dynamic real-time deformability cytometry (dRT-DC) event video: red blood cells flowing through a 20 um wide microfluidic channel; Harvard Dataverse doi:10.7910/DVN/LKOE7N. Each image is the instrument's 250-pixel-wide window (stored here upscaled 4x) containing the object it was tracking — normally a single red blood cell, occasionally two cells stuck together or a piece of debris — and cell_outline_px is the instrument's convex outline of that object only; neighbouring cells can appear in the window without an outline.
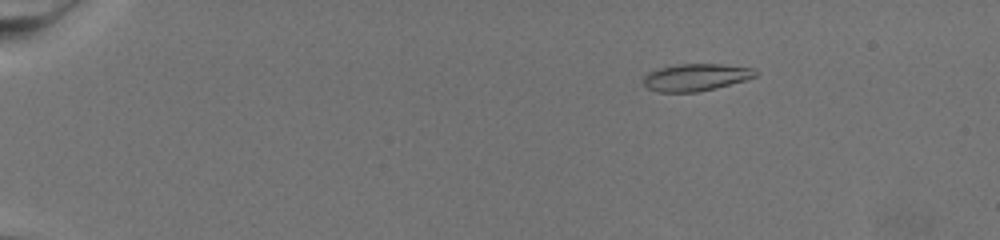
{"species": "common noctule bat (a hibernating species)", "species_latin": "Nyctalus noctula", "temperature_condition": "warm", "stored_images_in_passage": 78, "camera_frame_rate_fps": 3000, "um_per_image_px": 0.085, "animal": {"sex": "female", "body_mass_g": 19.5, "forearm_length_mm": 54.1}, "frame": {"image": 1, "passage_image": 15, "time_ms": 4.667, "image_size_px": [1000, 240], "cell_outline_px": [[756, 76], [748, 80], [716, 88], [696, 92], [660, 92], [648, 88], [644, 84], [644, 76], [648, 72], [656, 68], [676, 64], [720, 64], [752, 68], [756, 72]], "centroid_in_image_um": [59.13, 6.57], "position_along_channel_um": 25.9, "area_um2": 17.8}}
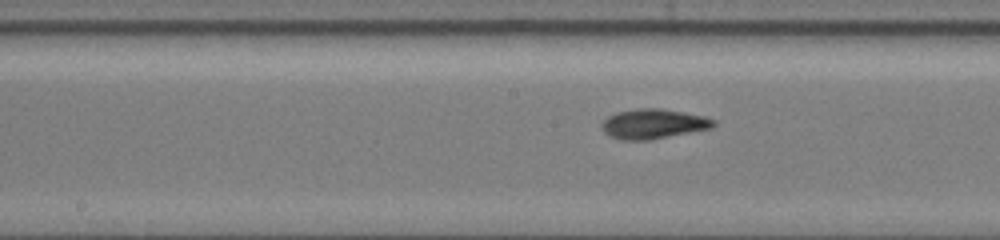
{"frame": {"image": 2, "passage_image": 45, "time_ms": 14.667, "image_size_px": [1000, 240], "cell_outline_px": [[716, 124], [708, 128], [648, 140], [620, 140], [604, 132], [600, 124], [608, 116], [616, 112], [636, 108], [660, 108], [684, 112], [704, 116], [716, 120]], "centroid_in_image_um": [55.49, 10.51], "position_along_channel_um": 192.7, "area_um2": 19.19}}
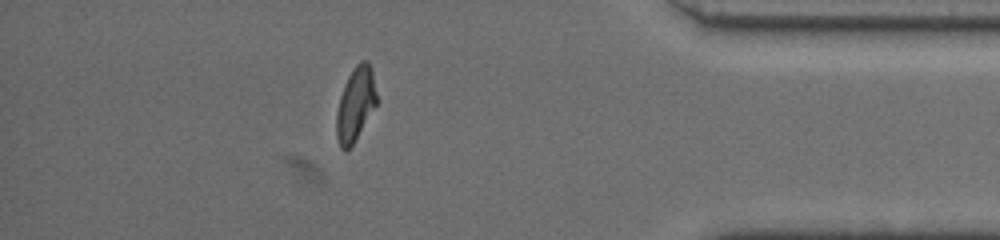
{"frame": {"image": 3, "passage_image": 70, "time_ms": 23.0, "image_size_px": [1000, 240], "cell_outline_px": [[376, 104], [352, 144], [344, 152], [340, 148], [336, 136], [336, 116], [340, 96], [344, 84], [348, 76], [356, 64], [360, 60], [368, 60], [372, 68], [376, 92]], "centroid_in_image_um": [30.2, 8.81], "position_along_channel_um": 405.0, "area_um2": 17.05}}